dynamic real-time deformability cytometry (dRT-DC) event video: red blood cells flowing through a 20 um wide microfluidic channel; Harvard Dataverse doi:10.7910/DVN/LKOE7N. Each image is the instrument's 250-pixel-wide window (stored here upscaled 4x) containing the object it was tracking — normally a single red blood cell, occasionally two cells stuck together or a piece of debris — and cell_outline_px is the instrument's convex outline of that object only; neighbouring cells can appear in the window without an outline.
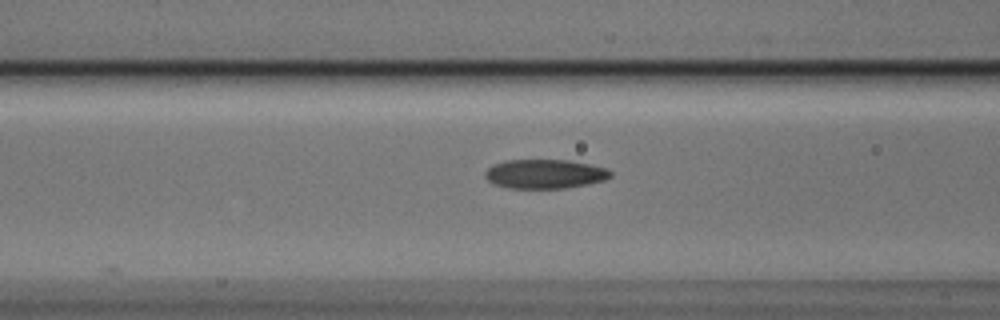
{"species": "Egyptian fruit bat (a non-hibernating species)", "species_latin": "Rousettus aegyptiacus", "temperature_condition": "cold", "stored_images_in_passage": 5, "camera_frame_rate_fps": 3000, "um_per_image_px": 0.085, "animal": {"sex": "male"}, "frame": {"image": 1, "passage_image": 5, "time_ms": 1.333, "image_size_px": [1000, 320], "cell_outline_px": [[612, 176], [604, 180], [588, 184], [564, 188], [508, 188], [496, 184], [488, 180], [484, 176], [484, 172], [492, 164], [504, 160], [568, 160], [608, 168], [612, 172]], "centroid_in_image_um": [46.31, 14.78], "position_along_channel_um": 120.3, "area_um2": 21.39}}